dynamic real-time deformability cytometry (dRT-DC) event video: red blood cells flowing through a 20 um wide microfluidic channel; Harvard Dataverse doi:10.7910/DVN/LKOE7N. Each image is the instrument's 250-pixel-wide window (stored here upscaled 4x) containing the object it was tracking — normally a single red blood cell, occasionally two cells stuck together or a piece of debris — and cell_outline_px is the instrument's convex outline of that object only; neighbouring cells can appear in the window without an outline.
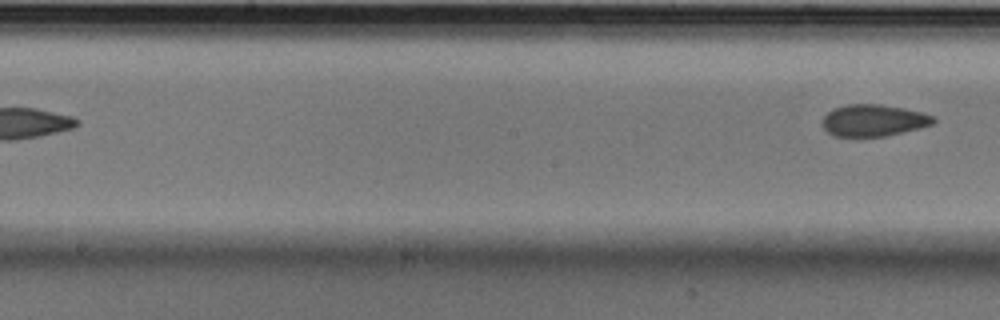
{"species": "Egyptian fruit bat (a non-hibernating species)", "species_latin": "Rousettus aegyptiacus", "temperature_condition": "cold", "stored_images_in_passage": 5, "segment_of_instrument_passage": [2, 2], "camera_frame_rate_fps": 3000, "um_per_image_px": 0.085, "animal": {"sex": "male"}, "frame": {"image": 1, "passage_image": 5, "time_ms": 1.333, "image_size_px": [1000, 320], "cell_outline_px": [[936, 120], [932, 124], [920, 128], [904, 132], [884, 136], [832, 136], [824, 128], [824, 116], [832, 108], [848, 104], [880, 104], [904, 108], [920, 112], [932, 116]], "centroid_in_image_um": [74.24, 10.23], "position_along_channel_um": 174.0, "area_um2": 20.4}}